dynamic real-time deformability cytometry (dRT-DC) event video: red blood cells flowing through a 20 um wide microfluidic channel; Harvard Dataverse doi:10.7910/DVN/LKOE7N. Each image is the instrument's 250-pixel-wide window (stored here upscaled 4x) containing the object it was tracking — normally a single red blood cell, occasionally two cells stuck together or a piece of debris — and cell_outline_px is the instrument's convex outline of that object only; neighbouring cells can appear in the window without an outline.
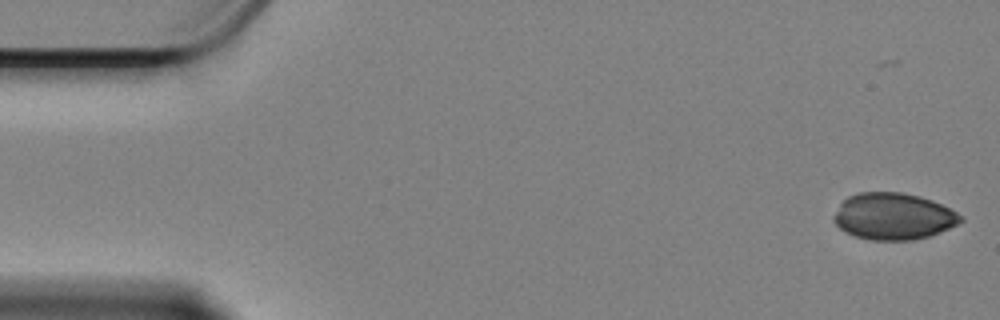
{"species": "Egyptian fruit bat (a non-hibernating species)", "species_latin": "Rousettus aegyptiacus", "temperature_condition": "cold", "stored_images_in_passage": 20, "camera_frame_rate_fps": 3000, "um_per_image_px": 0.085, "animal": {"sex": "female"}, "frame": {"image": 1, "passage_image": 1, "time_ms": 0.0, "image_size_px": [1000, 320], "cell_outline_px": [[964, 220], [940, 232], [928, 236], [912, 240], [872, 240], [856, 236], [844, 232], [832, 220], [832, 216], [840, 204], [848, 196], [860, 192], [900, 192], [920, 196], [932, 200], [956, 212]], "centroid_in_image_um": [75.9, 18.38], "position_along_channel_um": 9.1, "area_um2": 34.33}}